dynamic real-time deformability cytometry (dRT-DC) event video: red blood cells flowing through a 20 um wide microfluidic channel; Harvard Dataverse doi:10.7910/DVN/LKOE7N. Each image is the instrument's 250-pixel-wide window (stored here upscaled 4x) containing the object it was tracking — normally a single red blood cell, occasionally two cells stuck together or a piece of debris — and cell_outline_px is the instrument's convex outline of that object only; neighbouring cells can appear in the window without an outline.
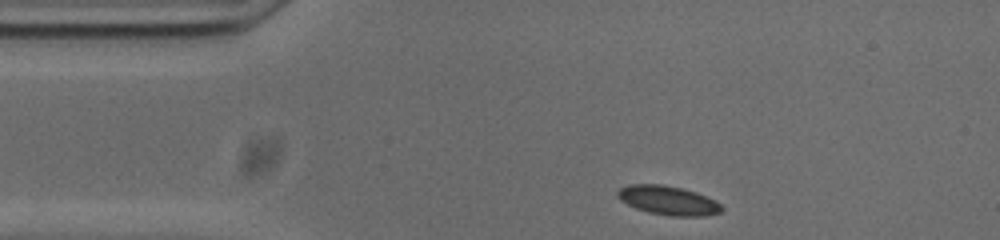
{"species": "common noctule bat (a hibernating species)", "species_latin": "Nyctalus noctula", "temperature_condition": "cold", "stored_images_in_passage": 46, "camera_frame_rate_fps": 3000, "um_per_image_px": 0.085, "animal": {"sex": "male", "body_mass_g": 20.0, "forearm_length_mm": 53.3}, "frame": {"image": 1, "passage_image": 1, "time_ms": 0.0, "image_size_px": [1000, 240], "cell_outline_px": [[724, 208], [720, 212], [708, 216], [672, 216], [648, 212], [636, 208], [620, 200], [616, 196], [616, 192], [620, 188], [628, 184], [660, 184], [680, 188], [696, 192], [716, 200]], "centroid_in_image_um": [56.79, 17.03], "position_along_channel_um": 28.2, "area_um2": 17.69}}
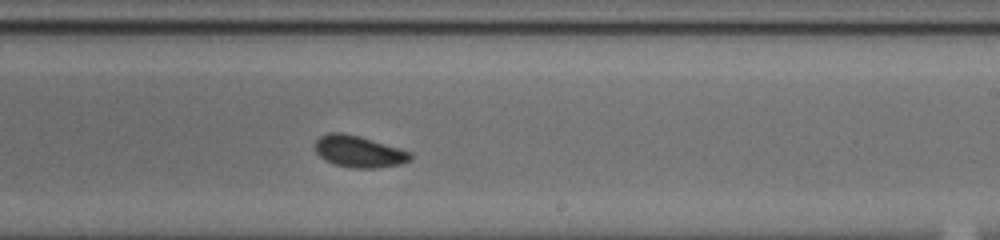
{"frame": {"image": 2, "passage_image": 23, "time_ms": 7.333, "image_size_px": [1000, 240], "cell_outline_px": [[412, 160], [400, 164], [376, 168], [352, 168], [336, 164], [324, 160], [312, 148], [316, 140], [320, 136], [328, 132], [344, 132], [360, 136], [412, 152]], "centroid_in_image_um": [30.48, 12.87], "position_along_channel_um": 258.5, "area_um2": 17.8}}
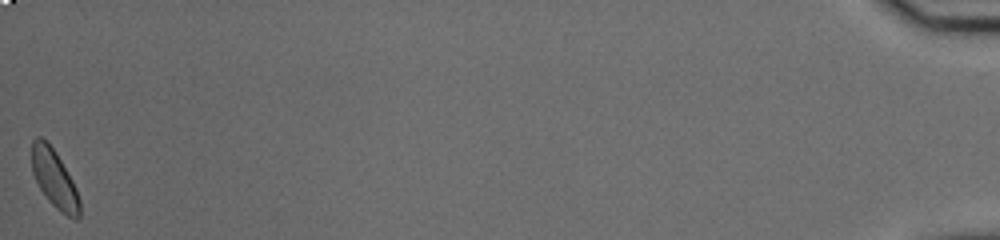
{"frame": {"image": 3, "passage_image": 46, "time_ms": 15.0, "image_size_px": [1000, 240], "cell_outline_px": [[80, 216], [76, 220], [60, 212], [48, 200], [40, 188], [32, 172], [32, 140], [36, 136], [40, 136], [52, 148], [60, 160], [72, 180], [76, 188], [80, 200]], "centroid_in_image_um": [4.63, 15.23], "position_along_channel_um": 430.6, "area_um2": 15.95}, "authors_computed_cell_mechanics": {"area_um2": 17.1088, "velocity_mm_per_s": 3.6991, "shape_relaxation_time_tau1_ms": 5.4235, "shape_relaxation_time_tau2_ms": 1.6461, "deformation_change_tau1": 0.1096, "deformation_change_tau2": 0.0476}}